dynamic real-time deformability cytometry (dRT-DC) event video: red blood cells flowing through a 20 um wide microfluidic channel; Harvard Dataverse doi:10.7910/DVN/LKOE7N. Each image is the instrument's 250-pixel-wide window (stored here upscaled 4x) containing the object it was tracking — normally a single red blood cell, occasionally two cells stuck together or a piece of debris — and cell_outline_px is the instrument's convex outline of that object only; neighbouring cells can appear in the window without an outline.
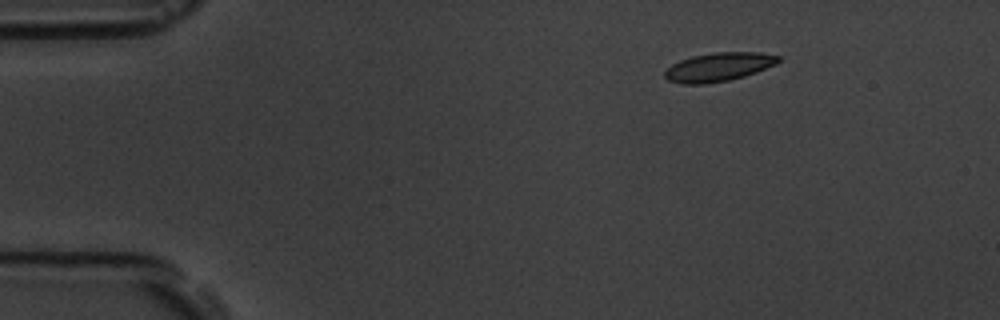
{"species": "common noctule bat (a hibernating species)", "species_latin": "Nyctalus noctula", "temperature_condition": "room temperature", "stored_images_in_passage": 2, "camera_frame_rate_fps": 3000, "um_per_image_px": 0.085, "animal": {"sex": "male", "body_mass_g": 19.5, "forearm_length_mm": 54.6}, "frame": {"image": 1, "passage_image": 2, "time_ms": 2.0, "image_size_px": [1000, 320], "cell_outline_px": [[780, 60], [776, 64], [756, 72], [744, 76], [728, 80], [704, 84], [684, 84], [668, 80], [664, 76], [664, 72], [672, 64], [680, 60], [692, 56], [712, 52], [760, 52], [780, 56]], "centroid_in_image_um": [61.08, 5.68], "position_along_channel_um": 23.9, "area_um2": 18.96}}